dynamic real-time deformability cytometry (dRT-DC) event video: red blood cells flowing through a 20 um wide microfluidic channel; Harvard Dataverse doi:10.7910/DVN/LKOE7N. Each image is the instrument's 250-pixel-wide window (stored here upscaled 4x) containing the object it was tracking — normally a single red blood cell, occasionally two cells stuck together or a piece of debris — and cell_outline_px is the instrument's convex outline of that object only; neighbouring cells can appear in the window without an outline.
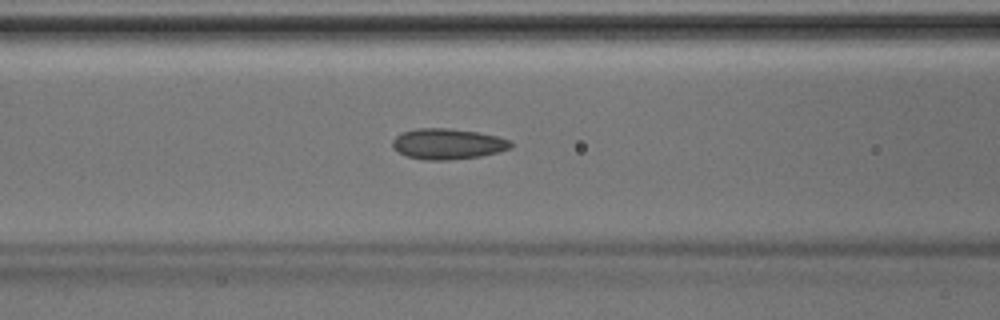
{"species": "Egyptian fruit bat (a non-hibernating species)", "species_latin": "Rousettus aegyptiacus", "temperature_condition": "room temperature", "stored_images_in_passage": 44, "camera_frame_rate_fps": 3000, "um_per_image_px": 0.085, "animal": {"sex": "male"}, "frame": {"image": 1, "passage_image": 18, "time_ms": 5.667, "image_size_px": [1000, 320], "cell_outline_px": [[512, 148], [480, 156], [448, 160], [424, 160], [408, 156], [392, 148], [392, 140], [400, 132], [416, 128], [448, 128], [476, 132], [496, 136], [508, 140], [512, 144]], "centroid_in_image_um": [38.01, 12.23], "position_along_channel_um": 128.6, "area_um2": 21.04}}
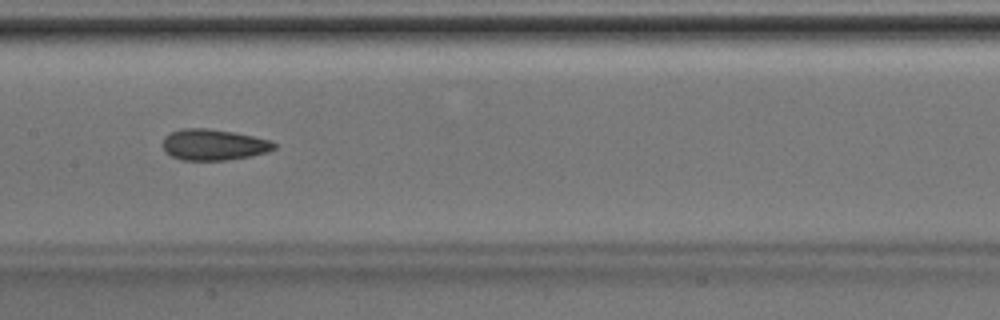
{"frame": {"image": 2, "passage_image": 22, "time_ms": 7.0, "image_size_px": [1000, 320], "cell_outline_px": [[276, 148], [268, 152], [252, 156], [228, 160], [180, 160], [164, 152], [160, 144], [164, 136], [172, 132], [184, 128], [208, 128], [236, 132], [272, 140], [276, 144]], "centroid_in_image_um": [18.15, 12.3], "position_along_channel_um": 189.2, "area_um2": 20.63}}
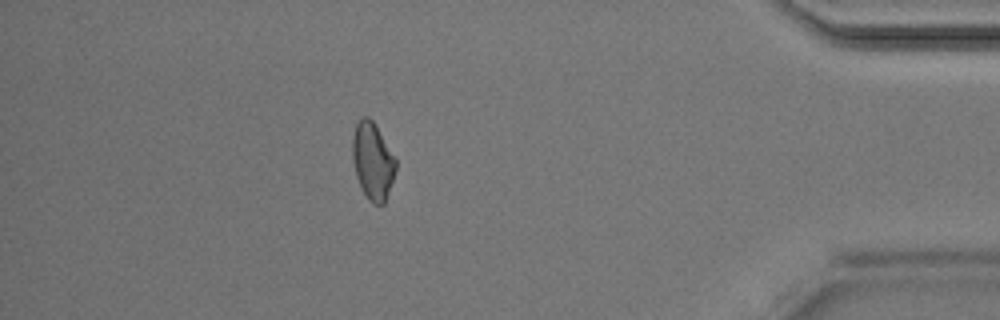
{"frame": {"image": 3, "passage_image": 39, "time_ms": 12.667, "image_size_px": [1000, 320], "cell_outline_px": [[396, 168], [384, 204], [372, 204], [368, 200], [356, 176], [352, 160], [352, 140], [356, 124], [364, 116], [368, 116], [372, 120], [396, 156]], "centroid_in_image_um": [31.68, 13.68], "position_along_channel_um": 403.5, "area_um2": 19.36}}